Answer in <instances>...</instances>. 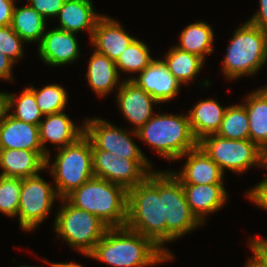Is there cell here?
<instances>
[{
  "instance_id": "cell-34",
  "label": "cell",
  "mask_w": 267,
  "mask_h": 267,
  "mask_svg": "<svg viewBox=\"0 0 267 267\" xmlns=\"http://www.w3.org/2000/svg\"><path fill=\"white\" fill-rule=\"evenodd\" d=\"M24 40L19 37L11 25L0 27V52L11 59L14 63L23 56L22 44Z\"/></svg>"
},
{
  "instance_id": "cell-1",
  "label": "cell",
  "mask_w": 267,
  "mask_h": 267,
  "mask_svg": "<svg viewBox=\"0 0 267 267\" xmlns=\"http://www.w3.org/2000/svg\"><path fill=\"white\" fill-rule=\"evenodd\" d=\"M86 256L114 267H150L171 260L151 239L127 226L108 228Z\"/></svg>"
},
{
  "instance_id": "cell-33",
  "label": "cell",
  "mask_w": 267,
  "mask_h": 267,
  "mask_svg": "<svg viewBox=\"0 0 267 267\" xmlns=\"http://www.w3.org/2000/svg\"><path fill=\"white\" fill-rule=\"evenodd\" d=\"M22 178L0 176V211L9 217L17 216L19 209Z\"/></svg>"
},
{
  "instance_id": "cell-27",
  "label": "cell",
  "mask_w": 267,
  "mask_h": 267,
  "mask_svg": "<svg viewBox=\"0 0 267 267\" xmlns=\"http://www.w3.org/2000/svg\"><path fill=\"white\" fill-rule=\"evenodd\" d=\"M11 27L25 42H41L46 28V19L30 5L14 8Z\"/></svg>"
},
{
  "instance_id": "cell-18",
  "label": "cell",
  "mask_w": 267,
  "mask_h": 267,
  "mask_svg": "<svg viewBox=\"0 0 267 267\" xmlns=\"http://www.w3.org/2000/svg\"><path fill=\"white\" fill-rule=\"evenodd\" d=\"M45 120H41L39 124V139L43 151L47 154L46 168L50 167V153L45 148L47 141L63 148L67 145L75 143L84 135V126H76L65 113L59 112L45 115Z\"/></svg>"
},
{
  "instance_id": "cell-20",
  "label": "cell",
  "mask_w": 267,
  "mask_h": 267,
  "mask_svg": "<svg viewBox=\"0 0 267 267\" xmlns=\"http://www.w3.org/2000/svg\"><path fill=\"white\" fill-rule=\"evenodd\" d=\"M182 188L192 213L202 224L205 215L220 210L228 197L223 184H182Z\"/></svg>"
},
{
  "instance_id": "cell-10",
  "label": "cell",
  "mask_w": 267,
  "mask_h": 267,
  "mask_svg": "<svg viewBox=\"0 0 267 267\" xmlns=\"http://www.w3.org/2000/svg\"><path fill=\"white\" fill-rule=\"evenodd\" d=\"M92 156L94 177L120 185L127 191L153 172L148 159H119L114 153L105 150H92Z\"/></svg>"
},
{
  "instance_id": "cell-16",
  "label": "cell",
  "mask_w": 267,
  "mask_h": 267,
  "mask_svg": "<svg viewBox=\"0 0 267 267\" xmlns=\"http://www.w3.org/2000/svg\"><path fill=\"white\" fill-rule=\"evenodd\" d=\"M75 35L58 28L45 32L38 46V53L45 64L60 66L75 61L80 54Z\"/></svg>"
},
{
  "instance_id": "cell-35",
  "label": "cell",
  "mask_w": 267,
  "mask_h": 267,
  "mask_svg": "<svg viewBox=\"0 0 267 267\" xmlns=\"http://www.w3.org/2000/svg\"><path fill=\"white\" fill-rule=\"evenodd\" d=\"M28 4L45 19L57 17L59 10L63 7L65 0H27Z\"/></svg>"
},
{
  "instance_id": "cell-8",
  "label": "cell",
  "mask_w": 267,
  "mask_h": 267,
  "mask_svg": "<svg viewBox=\"0 0 267 267\" xmlns=\"http://www.w3.org/2000/svg\"><path fill=\"white\" fill-rule=\"evenodd\" d=\"M198 145L223 172L229 169L243 173L252 165L263 167L262 150L250 139H225L217 134H209L198 141Z\"/></svg>"
},
{
  "instance_id": "cell-17",
  "label": "cell",
  "mask_w": 267,
  "mask_h": 267,
  "mask_svg": "<svg viewBox=\"0 0 267 267\" xmlns=\"http://www.w3.org/2000/svg\"><path fill=\"white\" fill-rule=\"evenodd\" d=\"M135 39L123 29L120 22L103 15L96 24L90 42L97 53L116 61Z\"/></svg>"
},
{
  "instance_id": "cell-41",
  "label": "cell",
  "mask_w": 267,
  "mask_h": 267,
  "mask_svg": "<svg viewBox=\"0 0 267 267\" xmlns=\"http://www.w3.org/2000/svg\"><path fill=\"white\" fill-rule=\"evenodd\" d=\"M9 114V93L0 92V124Z\"/></svg>"
},
{
  "instance_id": "cell-39",
  "label": "cell",
  "mask_w": 267,
  "mask_h": 267,
  "mask_svg": "<svg viewBox=\"0 0 267 267\" xmlns=\"http://www.w3.org/2000/svg\"><path fill=\"white\" fill-rule=\"evenodd\" d=\"M259 11L253 15L248 22L258 28L267 31V0H259Z\"/></svg>"
},
{
  "instance_id": "cell-28",
  "label": "cell",
  "mask_w": 267,
  "mask_h": 267,
  "mask_svg": "<svg viewBox=\"0 0 267 267\" xmlns=\"http://www.w3.org/2000/svg\"><path fill=\"white\" fill-rule=\"evenodd\" d=\"M171 74L181 83L193 80L203 68L204 60L194 54L173 47L163 60Z\"/></svg>"
},
{
  "instance_id": "cell-43",
  "label": "cell",
  "mask_w": 267,
  "mask_h": 267,
  "mask_svg": "<svg viewBox=\"0 0 267 267\" xmlns=\"http://www.w3.org/2000/svg\"><path fill=\"white\" fill-rule=\"evenodd\" d=\"M245 267H263L259 264L253 257L248 259L247 264Z\"/></svg>"
},
{
  "instance_id": "cell-30",
  "label": "cell",
  "mask_w": 267,
  "mask_h": 267,
  "mask_svg": "<svg viewBox=\"0 0 267 267\" xmlns=\"http://www.w3.org/2000/svg\"><path fill=\"white\" fill-rule=\"evenodd\" d=\"M13 105H16V109L12 113L10 110ZM9 113L19 121L38 126L44 116L36 103L34 92L30 88L24 89L19 97L9 94Z\"/></svg>"
},
{
  "instance_id": "cell-23",
  "label": "cell",
  "mask_w": 267,
  "mask_h": 267,
  "mask_svg": "<svg viewBox=\"0 0 267 267\" xmlns=\"http://www.w3.org/2000/svg\"><path fill=\"white\" fill-rule=\"evenodd\" d=\"M226 108L214 99L202 100L188 113L194 137L200 141L204 136L216 134L221 126Z\"/></svg>"
},
{
  "instance_id": "cell-37",
  "label": "cell",
  "mask_w": 267,
  "mask_h": 267,
  "mask_svg": "<svg viewBox=\"0 0 267 267\" xmlns=\"http://www.w3.org/2000/svg\"><path fill=\"white\" fill-rule=\"evenodd\" d=\"M253 252L254 259L263 267H267V239L255 237L248 244Z\"/></svg>"
},
{
  "instance_id": "cell-7",
  "label": "cell",
  "mask_w": 267,
  "mask_h": 267,
  "mask_svg": "<svg viewBox=\"0 0 267 267\" xmlns=\"http://www.w3.org/2000/svg\"><path fill=\"white\" fill-rule=\"evenodd\" d=\"M60 200L64 203L55 217V231L70 247L84 255L90 254L109 227L94 214L74 207L65 198Z\"/></svg>"
},
{
  "instance_id": "cell-14",
  "label": "cell",
  "mask_w": 267,
  "mask_h": 267,
  "mask_svg": "<svg viewBox=\"0 0 267 267\" xmlns=\"http://www.w3.org/2000/svg\"><path fill=\"white\" fill-rule=\"evenodd\" d=\"M130 80L158 103L167 102L176 97L182 85L171 74L163 59H154L137 78L132 77Z\"/></svg>"
},
{
  "instance_id": "cell-42",
  "label": "cell",
  "mask_w": 267,
  "mask_h": 267,
  "mask_svg": "<svg viewBox=\"0 0 267 267\" xmlns=\"http://www.w3.org/2000/svg\"><path fill=\"white\" fill-rule=\"evenodd\" d=\"M51 267H83L79 264H76L74 262L71 263H50Z\"/></svg>"
},
{
  "instance_id": "cell-22",
  "label": "cell",
  "mask_w": 267,
  "mask_h": 267,
  "mask_svg": "<svg viewBox=\"0 0 267 267\" xmlns=\"http://www.w3.org/2000/svg\"><path fill=\"white\" fill-rule=\"evenodd\" d=\"M93 9L91 0H65L57 15L60 27L56 28L71 33L85 29L90 33L91 40L97 22L103 16L96 14Z\"/></svg>"
},
{
  "instance_id": "cell-9",
  "label": "cell",
  "mask_w": 267,
  "mask_h": 267,
  "mask_svg": "<svg viewBox=\"0 0 267 267\" xmlns=\"http://www.w3.org/2000/svg\"><path fill=\"white\" fill-rule=\"evenodd\" d=\"M162 209L166 221V243L187 234L202 223L192 213L181 182L170 171H162Z\"/></svg>"
},
{
  "instance_id": "cell-2",
  "label": "cell",
  "mask_w": 267,
  "mask_h": 267,
  "mask_svg": "<svg viewBox=\"0 0 267 267\" xmlns=\"http://www.w3.org/2000/svg\"><path fill=\"white\" fill-rule=\"evenodd\" d=\"M129 229L151 239L171 259L163 245L166 242V221L162 209V171L152 172L141 183L127 191V221Z\"/></svg>"
},
{
  "instance_id": "cell-11",
  "label": "cell",
  "mask_w": 267,
  "mask_h": 267,
  "mask_svg": "<svg viewBox=\"0 0 267 267\" xmlns=\"http://www.w3.org/2000/svg\"><path fill=\"white\" fill-rule=\"evenodd\" d=\"M59 198L55 187L45 182L40 175L22 178L19 216L20 227L25 231L34 230L43 222L52 208L53 202Z\"/></svg>"
},
{
  "instance_id": "cell-36",
  "label": "cell",
  "mask_w": 267,
  "mask_h": 267,
  "mask_svg": "<svg viewBox=\"0 0 267 267\" xmlns=\"http://www.w3.org/2000/svg\"><path fill=\"white\" fill-rule=\"evenodd\" d=\"M253 189L247 192L248 199L256 203L257 206L267 210V175Z\"/></svg>"
},
{
  "instance_id": "cell-4",
  "label": "cell",
  "mask_w": 267,
  "mask_h": 267,
  "mask_svg": "<svg viewBox=\"0 0 267 267\" xmlns=\"http://www.w3.org/2000/svg\"><path fill=\"white\" fill-rule=\"evenodd\" d=\"M132 133L168 160H178L198 146L188 115L156 114Z\"/></svg>"
},
{
  "instance_id": "cell-6",
  "label": "cell",
  "mask_w": 267,
  "mask_h": 267,
  "mask_svg": "<svg viewBox=\"0 0 267 267\" xmlns=\"http://www.w3.org/2000/svg\"><path fill=\"white\" fill-rule=\"evenodd\" d=\"M51 173L59 198H65L73 190L94 177L92 144L85 136L75 143L58 149Z\"/></svg>"
},
{
  "instance_id": "cell-12",
  "label": "cell",
  "mask_w": 267,
  "mask_h": 267,
  "mask_svg": "<svg viewBox=\"0 0 267 267\" xmlns=\"http://www.w3.org/2000/svg\"><path fill=\"white\" fill-rule=\"evenodd\" d=\"M82 126L84 135L92 144V150H105L114 153L119 159H147L128 131L101 118L86 119Z\"/></svg>"
},
{
  "instance_id": "cell-31",
  "label": "cell",
  "mask_w": 267,
  "mask_h": 267,
  "mask_svg": "<svg viewBox=\"0 0 267 267\" xmlns=\"http://www.w3.org/2000/svg\"><path fill=\"white\" fill-rule=\"evenodd\" d=\"M154 59L151 57L148 46L139 39H135L130 46L115 61L117 71L142 72Z\"/></svg>"
},
{
  "instance_id": "cell-5",
  "label": "cell",
  "mask_w": 267,
  "mask_h": 267,
  "mask_svg": "<svg viewBox=\"0 0 267 267\" xmlns=\"http://www.w3.org/2000/svg\"><path fill=\"white\" fill-rule=\"evenodd\" d=\"M223 60L229 80L255 74L267 61V31L245 22L235 30Z\"/></svg>"
},
{
  "instance_id": "cell-21",
  "label": "cell",
  "mask_w": 267,
  "mask_h": 267,
  "mask_svg": "<svg viewBox=\"0 0 267 267\" xmlns=\"http://www.w3.org/2000/svg\"><path fill=\"white\" fill-rule=\"evenodd\" d=\"M0 176L5 178H27L46 169V161L35 151L0 149Z\"/></svg>"
},
{
  "instance_id": "cell-25",
  "label": "cell",
  "mask_w": 267,
  "mask_h": 267,
  "mask_svg": "<svg viewBox=\"0 0 267 267\" xmlns=\"http://www.w3.org/2000/svg\"><path fill=\"white\" fill-rule=\"evenodd\" d=\"M120 74L115 61L94 51L92 54L86 77L93 91L100 97L114 89L118 84Z\"/></svg>"
},
{
  "instance_id": "cell-40",
  "label": "cell",
  "mask_w": 267,
  "mask_h": 267,
  "mask_svg": "<svg viewBox=\"0 0 267 267\" xmlns=\"http://www.w3.org/2000/svg\"><path fill=\"white\" fill-rule=\"evenodd\" d=\"M15 64L11 59L0 52V79L13 80L12 67Z\"/></svg>"
},
{
  "instance_id": "cell-44",
  "label": "cell",
  "mask_w": 267,
  "mask_h": 267,
  "mask_svg": "<svg viewBox=\"0 0 267 267\" xmlns=\"http://www.w3.org/2000/svg\"><path fill=\"white\" fill-rule=\"evenodd\" d=\"M262 162L263 167L267 169V145L262 150Z\"/></svg>"
},
{
  "instance_id": "cell-19",
  "label": "cell",
  "mask_w": 267,
  "mask_h": 267,
  "mask_svg": "<svg viewBox=\"0 0 267 267\" xmlns=\"http://www.w3.org/2000/svg\"><path fill=\"white\" fill-rule=\"evenodd\" d=\"M0 149H21L37 152L45 161L47 154L39 139L38 125L19 121L9 114L0 124Z\"/></svg>"
},
{
  "instance_id": "cell-24",
  "label": "cell",
  "mask_w": 267,
  "mask_h": 267,
  "mask_svg": "<svg viewBox=\"0 0 267 267\" xmlns=\"http://www.w3.org/2000/svg\"><path fill=\"white\" fill-rule=\"evenodd\" d=\"M244 105L249 119V139L263 150L267 145V86L251 92Z\"/></svg>"
},
{
  "instance_id": "cell-13",
  "label": "cell",
  "mask_w": 267,
  "mask_h": 267,
  "mask_svg": "<svg viewBox=\"0 0 267 267\" xmlns=\"http://www.w3.org/2000/svg\"><path fill=\"white\" fill-rule=\"evenodd\" d=\"M117 103L126 120L135 126L134 131L140 129L153 115V103L157 101L138 87L129 78L119 81Z\"/></svg>"
},
{
  "instance_id": "cell-32",
  "label": "cell",
  "mask_w": 267,
  "mask_h": 267,
  "mask_svg": "<svg viewBox=\"0 0 267 267\" xmlns=\"http://www.w3.org/2000/svg\"><path fill=\"white\" fill-rule=\"evenodd\" d=\"M29 88L34 92L36 103L44 116L64 111L68 98L62 86L51 84L37 90L31 84Z\"/></svg>"
},
{
  "instance_id": "cell-26",
  "label": "cell",
  "mask_w": 267,
  "mask_h": 267,
  "mask_svg": "<svg viewBox=\"0 0 267 267\" xmlns=\"http://www.w3.org/2000/svg\"><path fill=\"white\" fill-rule=\"evenodd\" d=\"M214 33L210 25L205 22L189 24L180 34V44L175 46L183 51L201 57L211 54L213 49Z\"/></svg>"
},
{
  "instance_id": "cell-15",
  "label": "cell",
  "mask_w": 267,
  "mask_h": 267,
  "mask_svg": "<svg viewBox=\"0 0 267 267\" xmlns=\"http://www.w3.org/2000/svg\"><path fill=\"white\" fill-rule=\"evenodd\" d=\"M187 156V161L178 173L171 171L181 184H223L224 172L198 145L187 151L180 158Z\"/></svg>"
},
{
  "instance_id": "cell-38",
  "label": "cell",
  "mask_w": 267,
  "mask_h": 267,
  "mask_svg": "<svg viewBox=\"0 0 267 267\" xmlns=\"http://www.w3.org/2000/svg\"><path fill=\"white\" fill-rule=\"evenodd\" d=\"M15 6L11 0H0V27L11 25Z\"/></svg>"
},
{
  "instance_id": "cell-29",
  "label": "cell",
  "mask_w": 267,
  "mask_h": 267,
  "mask_svg": "<svg viewBox=\"0 0 267 267\" xmlns=\"http://www.w3.org/2000/svg\"><path fill=\"white\" fill-rule=\"evenodd\" d=\"M216 134L225 139H249V119L244 104L226 107Z\"/></svg>"
},
{
  "instance_id": "cell-45",
  "label": "cell",
  "mask_w": 267,
  "mask_h": 267,
  "mask_svg": "<svg viewBox=\"0 0 267 267\" xmlns=\"http://www.w3.org/2000/svg\"><path fill=\"white\" fill-rule=\"evenodd\" d=\"M19 267H35V266H25V265H23V266H19Z\"/></svg>"
},
{
  "instance_id": "cell-3",
  "label": "cell",
  "mask_w": 267,
  "mask_h": 267,
  "mask_svg": "<svg viewBox=\"0 0 267 267\" xmlns=\"http://www.w3.org/2000/svg\"><path fill=\"white\" fill-rule=\"evenodd\" d=\"M65 199L74 207L94 214L109 228L126 225L127 190L120 185L93 177Z\"/></svg>"
}]
</instances>
